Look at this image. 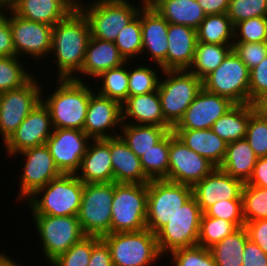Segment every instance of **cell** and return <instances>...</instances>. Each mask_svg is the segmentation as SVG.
I'll list each match as a JSON object with an SVG mask.
<instances>
[{
    "label": "cell",
    "instance_id": "cell-26",
    "mask_svg": "<svg viewBox=\"0 0 267 266\" xmlns=\"http://www.w3.org/2000/svg\"><path fill=\"white\" fill-rule=\"evenodd\" d=\"M135 125L160 126L173 128L165 119L161 109L158 90L130 96L122 104V123L131 119ZM126 121V122H125Z\"/></svg>",
    "mask_w": 267,
    "mask_h": 266
},
{
    "label": "cell",
    "instance_id": "cell-44",
    "mask_svg": "<svg viewBox=\"0 0 267 266\" xmlns=\"http://www.w3.org/2000/svg\"><path fill=\"white\" fill-rule=\"evenodd\" d=\"M93 248V236L86 235L66 252L50 262L54 266H88Z\"/></svg>",
    "mask_w": 267,
    "mask_h": 266
},
{
    "label": "cell",
    "instance_id": "cell-16",
    "mask_svg": "<svg viewBox=\"0 0 267 266\" xmlns=\"http://www.w3.org/2000/svg\"><path fill=\"white\" fill-rule=\"evenodd\" d=\"M90 140L83 130L59 128L53 130L46 145L62 174H77Z\"/></svg>",
    "mask_w": 267,
    "mask_h": 266
},
{
    "label": "cell",
    "instance_id": "cell-39",
    "mask_svg": "<svg viewBox=\"0 0 267 266\" xmlns=\"http://www.w3.org/2000/svg\"><path fill=\"white\" fill-rule=\"evenodd\" d=\"M114 43L125 61L129 62L130 58L135 59V56L142 53L141 9L138 15L119 32Z\"/></svg>",
    "mask_w": 267,
    "mask_h": 266
},
{
    "label": "cell",
    "instance_id": "cell-63",
    "mask_svg": "<svg viewBox=\"0 0 267 266\" xmlns=\"http://www.w3.org/2000/svg\"><path fill=\"white\" fill-rule=\"evenodd\" d=\"M3 11V9H0V19L3 17V15L5 14V13H1Z\"/></svg>",
    "mask_w": 267,
    "mask_h": 266
},
{
    "label": "cell",
    "instance_id": "cell-34",
    "mask_svg": "<svg viewBox=\"0 0 267 266\" xmlns=\"http://www.w3.org/2000/svg\"><path fill=\"white\" fill-rule=\"evenodd\" d=\"M232 45L197 42L194 59L188 71L203 80L222 63L232 50Z\"/></svg>",
    "mask_w": 267,
    "mask_h": 266
},
{
    "label": "cell",
    "instance_id": "cell-29",
    "mask_svg": "<svg viewBox=\"0 0 267 266\" xmlns=\"http://www.w3.org/2000/svg\"><path fill=\"white\" fill-rule=\"evenodd\" d=\"M125 62L113 41L90 37L80 73L97 79L101 73Z\"/></svg>",
    "mask_w": 267,
    "mask_h": 266
},
{
    "label": "cell",
    "instance_id": "cell-2",
    "mask_svg": "<svg viewBox=\"0 0 267 266\" xmlns=\"http://www.w3.org/2000/svg\"><path fill=\"white\" fill-rule=\"evenodd\" d=\"M53 94L41 101L48 108L54 129L83 130L90 96L95 92L81 81L58 79Z\"/></svg>",
    "mask_w": 267,
    "mask_h": 266
},
{
    "label": "cell",
    "instance_id": "cell-23",
    "mask_svg": "<svg viewBox=\"0 0 267 266\" xmlns=\"http://www.w3.org/2000/svg\"><path fill=\"white\" fill-rule=\"evenodd\" d=\"M92 141H89L92 144L88 143L76 176L84 184L111 183L113 182V167L110 154V138L92 139Z\"/></svg>",
    "mask_w": 267,
    "mask_h": 266
},
{
    "label": "cell",
    "instance_id": "cell-11",
    "mask_svg": "<svg viewBox=\"0 0 267 266\" xmlns=\"http://www.w3.org/2000/svg\"><path fill=\"white\" fill-rule=\"evenodd\" d=\"M203 212L192 196L157 233L160 254L197 246Z\"/></svg>",
    "mask_w": 267,
    "mask_h": 266
},
{
    "label": "cell",
    "instance_id": "cell-13",
    "mask_svg": "<svg viewBox=\"0 0 267 266\" xmlns=\"http://www.w3.org/2000/svg\"><path fill=\"white\" fill-rule=\"evenodd\" d=\"M37 81L33 77L18 89L0 93V134L4 143L35 106L41 102L42 88Z\"/></svg>",
    "mask_w": 267,
    "mask_h": 266
},
{
    "label": "cell",
    "instance_id": "cell-12",
    "mask_svg": "<svg viewBox=\"0 0 267 266\" xmlns=\"http://www.w3.org/2000/svg\"><path fill=\"white\" fill-rule=\"evenodd\" d=\"M32 216L49 263L86 236L77 216Z\"/></svg>",
    "mask_w": 267,
    "mask_h": 266
},
{
    "label": "cell",
    "instance_id": "cell-20",
    "mask_svg": "<svg viewBox=\"0 0 267 266\" xmlns=\"http://www.w3.org/2000/svg\"><path fill=\"white\" fill-rule=\"evenodd\" d=\"M234 103L202 88L172 129H209Z\"/></svg>",
    "mask_w": 267,
    "mask_h": 266
},
{
    "label": "cell",
    "instance_id": "cell-57",
    "mask_svg": "<svg viewBox=\"0 0 267 266\" xmlns=\"http://www.w3.org/2000/svg\"><path fill=\"white\" fill-rule=\"evenodd\" d=\"M206 15L227 13L230 0H197Z\"/></svg>",
    "mask_w": 267,
    "mask_h": 266
},
{
    "label": "cell",
    "instance_id": "cell-49",
    "mask_svg": "<svg viewBox=\"0 0 267 266\" xmlns=\"http://www.w3.org/2000/svg\"><path fill=\"white\" fill-rule=\"evenodd\" d=\"M206 216L233 222L238 228L245 226L242 200L218 201L204 212Z\"/></svg>",
    "mask_w": 267,
    "mask_h": 266
},
{
    "label": "cell",
    "instance_id": "cell-54",
    "mask_svg": "<svg viewBox=\"0 0 267 266\" xmlns=\"http://www.w3.org/2000/svg\"><path fill=\"white\" fill-rule=\"evenodd\" d=\"M242 266H267V254L250 239L243 251Z\"/></svg>",
    "mask_w": 267,
    "mask_h": 266
},
{
    "label": "cell",
    "instance_id": "cell-58",
    "mask_svg": "<svg viewBox=\"0 0 267 266\" xmlns=\"http://www.w3.org/2000/svg\"><path fill=\"white\" fill-rule=\"evenodd\" d=\"M251 104L259 116L267 118V92L262 93Z\"/></svg>",
    "mask_w": 267,
    "mask_h": 266
},
{
    "label": "cell",
    "instance_id": "cell-36",
    "mask_svg": "<svg viewBox=\"0 0 267 266\" xmlns=\"http://www.w3.org/2000/svg\"><path fill=\"white\" fill-rule=\"evenodd\" d=\"M196 30L197 42L233 44L234 25L226 13L206 15Z\"/></svg>",
    "mask_w": 267,
    "mask_h": 266
},
{
    "label": "cell",
    "instance_id": "cell-56",
    "mask_svg": "<svg viewBox=\"0 0 267 266\" xmlns=\"http://www.w3.org/2000/svg\"><path fill=\"white\" fill-rule=\"evenodd\" d=\"M245 184L267 188V157L257 159L252 175Z\"/></svg>",
    "mask_w": 267,
    "mask_h": 266
},
{
    "label": "cell",
    "instance_id": "cell-60",
    "mask_svg": "<svg viewBox=\"0 0 267 266\" xmlns=\"http://www.w3.org/2000/svg\"><path fill=\"white\" fill-rule=\"evenodd\" d=\"M18 0H0V3L8 10H10Z\"/></svg>",
    "mask_w": 267,
    "mask_h": 266
},
{
    "label": "cell",
    "instance_id": "cell-15",
    "mask_svg": "<svg viewBox=\"0 0 267 266\" xmlns=\"http://www.w3.org/2000/svg\"><path fill=\"white\" fill-rule=\"evenodd\" d=\"M8 12L11 16L7 14L3 16L10 24L15 56L20 58L21 54H26L39 59L51 53L53 26L24 19L11 9Z\"/></svg>",
    "mask_w": 267,
    "mask_h": 266
},
{
    "label": "cell",
    "instance_id": "cell-33",
    "mask_svg": "<svg viewBox=\"0 0 267 266\" xmlns=\"http://www.w3.org/2000/svg\"><path fill=\"white\" fill-rule=\"evenodd\" d=\"M121 130L122 133H119V136L140 158L144 152H147L152 146L159 143L172 130V128L135 125L128 121V124H121Z\"/></svg>",
    "mask_w": 267,
    "mask_h": 266
},
{
    "label": "cell",
    "instance_id": "cell-64",
    "mask_svg": "<svg viewBox=\"0 0 267 266\" xmlns=\"http://www.w3.org/2000/svg\"><path fill=\"white\" fill-rule=\"evenodd\" d=\"M0 9H5L6 10V8L0 3Z\"/></svg>",
    "mask_w": 267,
    "mask_h": 266
},
{
    "label": "cell",
    "instance_id": "cell-1",
    "mask_svg": "<svg viewBox=\"0 0 267 266\" xmlns=\"http://www.w3.org/2000/svg\"><path fill=\"white\" fill-rule=\"evenodd\" d=\"M90 37L88 19L78 7L53 26L51 52L55 53L59 79L81 81L78 73L83 66Z\"/></svg>",
    "mask_w": 267,
    "mask_h": 266
},
{
    "label": "cell",
    "instance_id": "cell-38",
    "mask_svg": "<svg viewBox=\"0 0 267 266\" xmlns=\"http://www.w3.org/2000/svg\"><path fill=\"white\" fill-rule=\"evenodd\" d=\"M106 70L97 78L101 79V88L97 94L119 102L121 105L128 98V69L126 64Z\"/></svg>",
    "mask_w": 267,
    "mask_h": 266
},
{
    "label": "cell",
    "instance_id": "cell-52",
    "mask_svg": "<svg viewBox=\"0 0 267 266\" xmlns=\"http://www.w3.org/2000/svg\"><path fill=\"white\" fill-rule=\"evenodd\" d=\"M88 266H113L107 243L98 236H93V248Z\"/></svg>",
    "mask_w": 267,
    "mask_h": 266
},
{
    "label": "cell",
    "instance_id": "cell-18",
    "mask_svg": "<svg viewBox=\"0 0 267 266\" xmlns=\"http://www.w3.org/2000/svg\"><path fill=\"white\" fill-rule=\"evenodd\" d=\"M53 130L50 112L41 101L4 143L6 153L9 157L17 156L21 151L46 144Z\"/></svg>",
    "mask_w": 267,
    "mask_h": 266
},
{
    "label": "cell",
    "instance_id": "cell-24",
    "mask_svg": "<svg viewBox=\"0 0 267 266\" xmlns=\"http://www.w3.org/2000/svg\"><path fill=\"white\" fill-rule=\"evenodd\" d=\"M167 37V70H188L194 59L197 30L186 25L169 23Z\"/></svg>",
    "mask_w": 267,
    "mask_h": 266
},
{
    "label": "cell",
    "instance_id": "cell-6",
    "mask_svg": "<svg viewBox=\"0 0 267 266\" xmlns=\"http://www.w3.org/2000/svg\"><path fill=\"white\" fill-rule=\"evenodd\" d=\"M101 238L110 249L113 266H148L162 256L156 234L148 228L135 232L109 233Z\"/></svg>",
    "mask_w": 267,
    "mask_h": 266
},
{
    "label": "cell",
    "instance_id": "cell-48",
    "mask_svg": "<svg viewBox=\"0 0 267 266\" xmlns=\"http://www.w3.org/2000/svg\"><path fill=\"white\" fill-rule=\"evenodd\" d=\"M174 266H217L209 248L193 246L172 251Z\"/></svg>",
    "mask_w": 267,
    "mask_h": 266
},
{
    "label": "cell",
    "instance_id": "cell-27",
    "mask_svg": "<svg viewBox=\"0 0 267 266\" xmlns=\"http://www.w3.org/2000/svg\"><path fill=\"white\" fill-rule=\"evenodd\" d=\"M76 8L69 0H18L11 10L24 19L54 26Z\"/></svg>",
    "mask_w": 267,
    "mask_h": 266
},
{
    "label": "cell",
    "instance_id": "cell-17",
    "mask_svg": "<svg viewBox=\"0 0 267 266\" xmlns=\"http://www.w3.org/2000/svg\"><path fill=\"white\" fill-rule=\"evenodd\" d=\"M25 164L20 176L19 199H29L37 190L62 175L46 144L21 151Z\"/></svg>",
    "mask_w": 267,
    "mask_h": 266
},
{
    "label": "cell",
    "instance_id": "cell-43",
    "mask_svg": "<svg viewBox=\"0 0 267 266\" xmlns=\"http://www.w3.org/2000/svg\"><path fill=\"white\" fill-rule=\"evenodd\" d=\"M160 79L157 71L147 65L128 69V97L158 90Z\"/></svg>",
    "mask_w": 267,
    "mask_h": 266
},
{
    "label": "cell",
    "instance_id": "cell-30",
    "mask_svg": "<svg viewBox=\"0 0 267 266\" xmlns=\"http://www.w3.org/2000/svg\"><path fill=\"white\" fill-rule=\"evenodd\" d=\"M258 157L246 139L227 145L225 157L219 169L246 183L252 175Z\"/></svg>",
    "mask_w": 267,
    "mask_h": 266
},
{
    "label": "cell",
    "instance_id": "cell-22",
    "mask_svg": "<svg viewBox=\"0 0 267 266\" xmlns=\"http://www.w3.org/2000/svg\"><path fill=\"white\" fill-rule=\"evenodd\" d=\"M141 28L142 53L147 50L161 71L167 70L169 23L154 8L142 6Z\"/></svg>",
    "mask_w": 267,
    "mask_h": 266
},
{
    "label": "cell",
    "instance_id": "cell-9",
    "mask_svg": "<svg viewBox=\"0 0 267 266\" xmlns=\"http://www.w3.org/2000/svg\"><path fill=\"white\" fill-rule=\"evenodd\" d=\"M114 182L84 184L78 220L85 235L102 237L111 233Z\"/></svg>",
    "mask_w": 267,
    "mask_h": 266
},
{
    "label": "cell",
    "instance_id": "cell-10",
    "mask_svg": "<svg viewBox=\"0 0 267 266\" xmlns=\"http://www.w3.org/2000/svg\"><path fill=\"white\" fill-rule=\"evenodd\" d=\"M250 70L231 50L222 63L202 80L203 88L234 104H249Z\"/></svg>",
    "mask_w": 267,
    "mask_h": 266
},
{
    "label": "cell",
    "instance_id": "cell-53",
    "mask_svg": "<svg viewBox=\"0 0 267 266\" xmlns=\"http://www.w3.org/2000/svg\"><path fill=\"white\" fill-rule=\"evenodd\" d=\"M244 227L249 239L267 254V219L246 222Z\"/></svg>",
    "mask_w": 267,
    "mask_h": 266
},
{
    "label": "cell",
    "instance_id": "cell-21",
    "mask_svg": "<svg viewBox=\"0 0 267 266\" xmlns=\"http://www.w3.org/2000/svg\"><path fill=\"white\" fill-rule=\"evenodd\" d=\"M122 124V105L110 98L93 93L87 107L83 131L91 139H106L119 136L114 127ZM108 129L115 133L110 134ZM108 132V133H105Z\"/></svg>",
    "mask_w": 267,
    "mask_h": 266
},
{
    "label": "cell",
    "instance_id": "cell-42",
    "mask_svg": "<svg viewBox=\"0 0 267 266\" xmlns=\"http://www.w3.org/2000/svg\"><path fill=\"white\" fill-rule=\"evenodd\" d=\"M242 207L245 223L267 219V188L244 184Z\"/></svg>",
    "mask_w": 267,
    "mask_h": 266
},
{
    "label": "cell",
    "instance_id": "cell-45",
    "mask_svg": "<svg viewBox=\"0 0 267 266\" xmlns=\"http://www.w3.org/2000/svg\"><path fill=\"white\" fill-rule=\"evenodd\" d=\"M226 14L233 25L253 17H267V0H230Z\"/></svg>",
    "mask_w": 267,
    "mask_h": 266
},
{
    "label": "cell",
    "instance_id": "cell-40",
    "mask_svg": "<svg viewBox=\"0 0 267 266\" xmlns=\"http://www.w3.org/2000/svg\"><path fill=\"white\" fill-rule=\"evenodd\" d=\"M33 78L17 56L0 57V93L18 89Z\"/></svg>",
    "mask_w": 267,
    "mask_h": 266
},
{
    "label": "cell",
    "instance_id": "cell-4",
    "mask_svg": "<svg viewBox=\"0 0 267 266\" xmlns=\"http://www.w3.org/2000/svg\"><path fill=\"white\" fill-rule=\"evenodd\" d=\"M111 207V233L147 228L148 184L114 182Z\"/></svg>",
    "mask_w": 267,
    "mask_h": 266
},
{
    "label": "cell",
    "instance_id": "cell-51",
    "mask_svg": "<svg viewBox=\"0 0 267 266\" xmlns=\"http://www.w3.org/2000/svg\"><path fill=\"white\" fill-rule=\"evenodd\" d=\"M249 75V103L251 104L262 93L267 92V56L254 68Z\"/></svg>",
    "mask_w": 267,
    "mask_h": 266
},
{
    "label": "cell",
    "instance_id": "cell-14",
    "mask_svg": "<svg viewBox=\"0 0 267 266\" xmlns=\"http://www.w3.org/2000/svg\"><path fill=\"white\" fill-rule=\"evenodd\" d=\"M215 168L205 157L187 147L172 130L169 132L168 181L193 186Z\"/></svg>",
    "mask_w": 267,
    "mask_h": 266
},
{
    "label": "cell",
    "instance_id": "cell-47",
    "mask_svg": "<svg viewBox=\"0 0 267 266\" xmlns=\"http://www.w3.org/2000/svg\"><path fill=\"white\" fill-rule=\"evenodd\" d=\"M245 139L258 158L267 157V118L254 112L250 116Z\"/></svg>",
    "mask_w": 267,
    "mask_h": 266
},
{
    "label": "cell",
    "instance_id": "cell-28",
    "mask_svg": "<svg viewBox=\"0 0 267 266\" xmlns=\"http://www.w3.org/2000/svg\"><path fill=\"white\" fill-rule=\"evenodd\" d=\"M183 143L219 168L225 157L228 143L209 129H172Z\"/></svg>",
    "mask_w": 267,
    "mask_h": 266
},
{
    "label": "cell",
    "instance_id": "cell-31",
    "mask_svg": "<svg viewBox=\"0 0 267 266\" xmlns=\"http://www.w3.org/2000/svg\"><path fill=\"white\" fill-rule=\"evenodd\" d=\"M252 104H234L212 125V131L226 143L245 139L250 116L254 113Z\"/></svg>",
    "mask_w": 267,
    "mask_h": 266
},
{
    "label": "cell",
    "instance_id": "cell-3",
    "mask_svg": "<svg viewBox=\"0 0 267 266\" xmlns=\"http://www.w3.org/2000/svg\"><path fill=\"white\" fill-rule=\"evenodd\" d=\"M83 190L84 183L76 174H62L37 190L27 200L32 215L77 216Z\"/></svg>",
    "mask_w": 267,
    "mask_h": 266
},
{
    "label": "cell",
    "instance_id": "cell-25",
    "mask_svg": "<svg viewBox=\"0 0 267 266\" xmlns=\"http://www.w3.org/2000/svg\"><path fill=\"white\" fill-rule=\"evenodd\" d=\"M110 154L113 182L148 184L140 158L127 146L120 136L110 138Z\"/></svg>",
    "mask_w": 267,
    "mask_h": 266
},
{
    "label": "cell",
    "instance_id": "cell-46",
    "mask_svg": "<svg viewBox=\"0 0 267 266\" xmlns=\"http://www.w3.org/2000/svg\"><path fill=\"white\" fill-rule=\"evenodd\" d=\"M233 40L246 43L267 42V17H253L236 23Z\"/></svg>",
    "mask_w": 267,
    "mask_h": 266
},
{
    "label": "cell",
    "instance_id": "cell-50",
    "mask_svg": "<svg viewBox=\"0 0 267 266\" xmlns=\"http://www.w3.org/2000/svg\"><path fill=\"white\" fill-rule=\"evenodd\" d=\"M232 50L250 70L267 56V42H233Z\"/></svg>",
    "mask_w": 267,
    "mask_h": 266
},
{
    "label": "cell",
    "instance_id": "cell-5",
    "mask_svg": "<svg viewBox=\"0 0 267 266\" xmlns=\"http://www.w3.org/2000/svg\"><path fill=\"white\" fill-rule=\"evenodd\" d=\"M158 95L164 119L174 127L203 88L202 80L188 70H164Z\"/></svg>",
    "mask_w": 267,
    "mask_h": 266
},
{
    "label": "cell",
    "instance_id": "cell-35",
    "mask_svg": "<svg viewBox=\"0 0 267 266\" xmlns=\"http://www.w3.org/2000/svg\"><path fill=\"white\" fill-rule=\"evenodd\" d=\"M248 239L247 230L242 227L210 247L216 265L242 266L243 251Z\"/></svg>",
    "mask_w": 267,
    "mask_h": 266
},
{
    "label": "cell",
    "instance_id": "cell-41",
    "mask_svg": "<svg viewBox=\"0 0 267 266\" xmlns=\"http://www.w3.org/2000/svg\"><path fill=\"white\" fill-rule=\"evenodd\" d=\"M238 229L239 228L233 222L208 217L203 213L200 221L197 245L210 248Z\"/></svg>",
    "mask_w": 267,
    "mask_h": 266
},
{
    "label": "cell",
    "instance_id": "cell-61",
    "mask_svg": "<svg viewBox=\"0 0 267 266\" xmlns=\"http://www.w3.org/2000/svg\"><path fill=\"white\" fill-rule=\"evenodd\" d=\"M160 1L161 0H143L142 5L143 7L153 8Z\"/></svg>",
    "mask_w": 267,
    "mask_h": 266
},
{
    "label": "cell",
    "instance_id": "cell-37",
    "mask_svg": "<svg viewBox=\"0 0 267 266\" xmlns=\"http://www.w3.org/2000/svg\"><path fill=\"white\" fill-rule=\"evenodd\" d=\"M141 165L149 180H168L169 133L140 157Z\"/></svg>",
    "mask_w": 267,
    "mask_h": 266
},
{
    "label": "cell",
    "instance_id": "cell-19",
    "mask_svg": "<svg viewBox=\"0 0 267 266\" xmlns=\"http://www.w3.org/2000/svg\"><path fill=\"white\" fill-rule=\"evenodd\" d=\"M244 182L215 168L209 175L192 186V196L196 199L201 211L218 201L242 200Z\"/></svg>",
    "mask_w": 267,
    "mask_h": 266
},
{
    "label": "cell",
    "instance_id": "cell-62",
    "mask_svg": "<svg viewBox=\"0 0 267 266\" xmlns=\"http://www.w3.org/2000/svg\"><path fill=\"white\" fill-rule=\"evenodd\" d=\"M73 5H75L76 7L80 6V1L79 0H69Z\"/></svg>",
    "mask_w": 267,
    "mask_h": 266
},
{
    "label": "cell",
    "instance_id": "cell-8",
    "mask_svg": "<svg viewBox=\"0 0 267 266\" xmlns=\"http://www.w3.org/2000/svg\"><path fill=\"white\" fill-rule=\"evenodd\" d=\"M192 197V186L165 179L148 183L146 227L156 234Z\"/></svg>",
    "mask_w": 267,
    "mask_h": 266
},
{
    "label": "cell",
    "instance_id": "cell-7",
    "mask_svg": "<svg viewBox=\"0 0 267 266\" xmlns=\"http://www.w3.org/2000/svg\"><path fill=\"white\" fill-rule=\"evenodd\" d=\"M83 5L81 2L78 8L88 19L91 37L113 42L141 9L128 0H95L91 5Z\"/></svg>",
    "mask_w": 267,
    "mask_h": 266
},
{
    "label": "cell",
    "instance_id": "cell-59",
    "mask_svg": "<svg viewBox=\"0 0 267 266\" xmlns=\"http://www.w3.org/2000/svg\"><path fill=\"white\" fill-rule=\"evenodd\" d=\"M0 266H20L14 262L10 257L5 254L0 253Z\"/></svg>",
    "mask_w": 267,
    "mask_h": 266
},
{
    "label": "cell",
    "instance_id": "cell-32",
    "mask_svg": "<svg viewBox=\"0 0 267 266\" xmlns=\"http://www.w3.org/2000/svg\"><path fill=\"white\" fill-rule=\"evenodd\" d=\"M168 23L197 29L205 19L197 0H161L153 7Z\"/></svg>",
    "mask_w": 267,
    "mask_h": 266
},
{
    "label": "cell",
    "instance_id": "cell-55",
    "mask_svg": "<svg viewBox=\"0 0 267 266\" xmlns=\"http://www.w3.org/2000/svg\"><path fill=\"white\" fill-rule=\"evenodd\" d=\"M5 56H15V48L9 21L3 16L0 19V57Z\"/></svg>",
    "mask_w": 267,
    "mask_h": 266
}]
</instances>
